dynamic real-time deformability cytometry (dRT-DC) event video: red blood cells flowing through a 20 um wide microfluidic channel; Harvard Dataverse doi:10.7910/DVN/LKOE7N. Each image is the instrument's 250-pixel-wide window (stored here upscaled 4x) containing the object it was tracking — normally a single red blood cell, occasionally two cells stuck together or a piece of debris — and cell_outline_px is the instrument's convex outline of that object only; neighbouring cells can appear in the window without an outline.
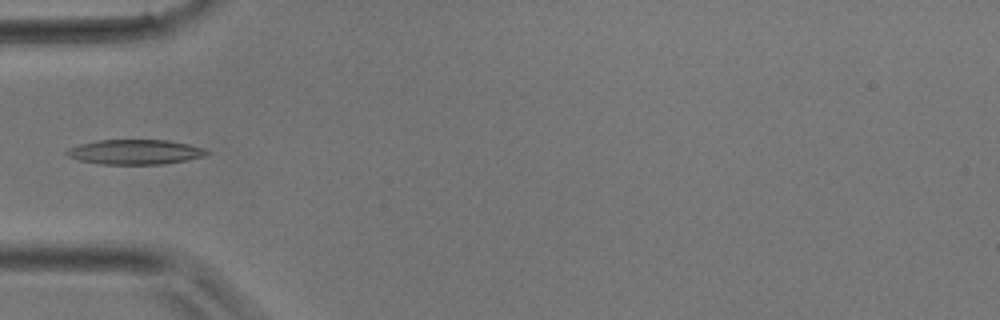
{"species": "common noctule bat (a hibernating species)", "species_latin": "Nyctalus noctula", "temperature_condition": "room temperature", "stored_images_in_passage": 34, "camera_frame_rate_fps": 3000, "um_per_image_px": 0.085, "animal": {"sex": "male", "body_mass_g": 17.9}, "frame": {"image": 1, "passage_image": 10, "time_ms": 3.0, "image_size_px": [1000, 320], "cell_outline_px": [[212, 152], [204, 156], [188, 160], [164, 164], [100, 164], [80, 160], [68, 156], [64, 152], [68, 148], [80, 144], [96, 140], [168, 140], [188, 144], [204, 148]], "centroid_in_image_um": [11.5, 12.91], "position_along_channel_um": 73.5, "area_um2": 20.35}}
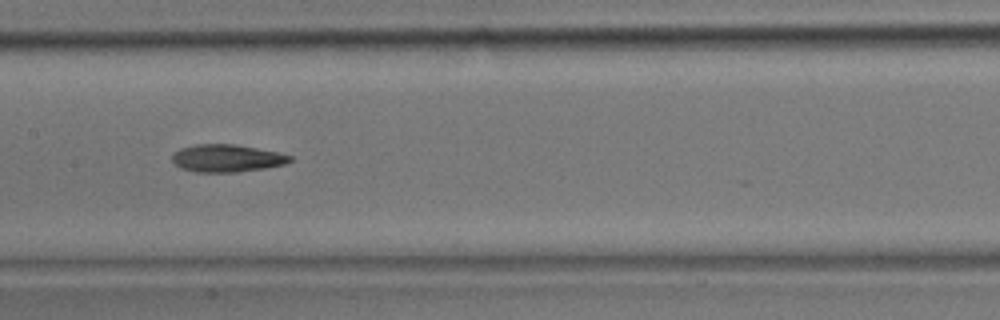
{"frame": {"image": 2, "passage_image": 16, "time_ms": 5.0, "image_size_px": [1000, 320], "cell_outline_px": [[292, 160], [284, 164], [264, 168], [236, 172], [196, 172], [180, 168], [172, 160], [172, 156], [180, 148], [196, 144], [232, 144], [256, 148], [276, 152], [292, 156]], "centroid_in_image_um": [19.26, 13.45], "position_along_channel_um": 188.1, "area_um2": 18.67}}
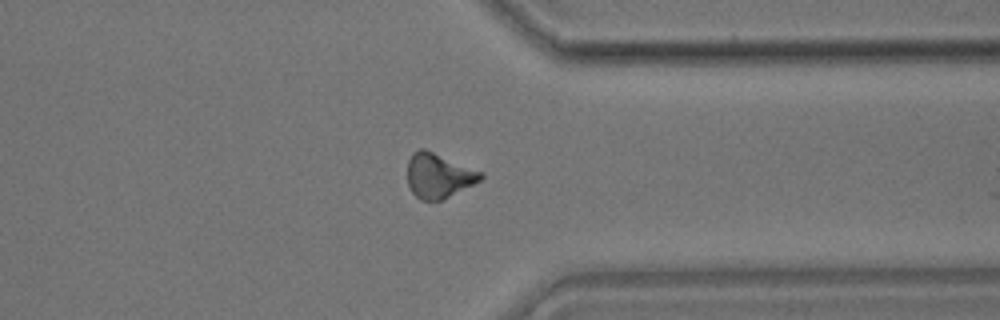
{"frame": {"image": 3, "passage_image": 26, "time_ms": 8.333, "image_size_px": [1000, 320], "cell_outline_px": [[484, 176], [480, 180], [440, 200], [420, 200], [412, 192], [408, 184], [408, 160], [412, 152], [420, 148], [424, 148], [484, 172]], "centroid_in_image_um": [37.26, 14.9], "position_along_channel_um": 374.1, "area_um2": 18.9}}